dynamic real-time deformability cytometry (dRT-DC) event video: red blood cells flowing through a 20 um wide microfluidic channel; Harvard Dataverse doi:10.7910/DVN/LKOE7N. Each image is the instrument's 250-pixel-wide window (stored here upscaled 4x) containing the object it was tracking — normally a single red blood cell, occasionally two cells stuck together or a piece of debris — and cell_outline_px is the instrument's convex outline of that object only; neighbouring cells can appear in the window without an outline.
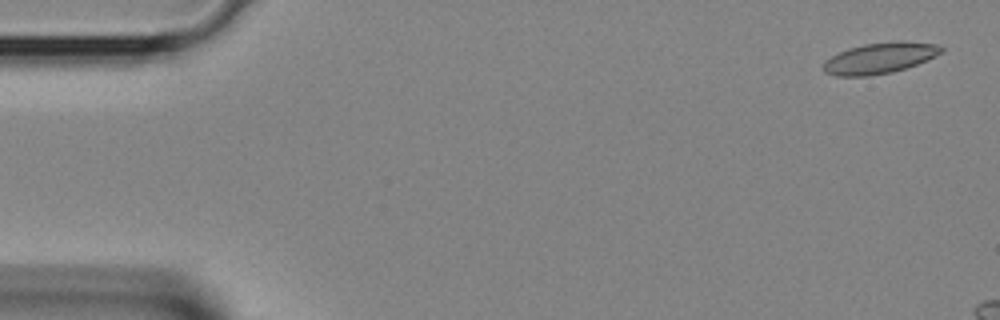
{"species": "Egyptian fruit bat (a non-hibernating species)", "species_latin": "Rousettus aegyptiacus", "temperature_condition": "room temperature", "stored_images_in_passage": 11, "camera_frame_rate_fps": 3000, "um_per_image_px": 0.085, "animal": {"sex": "female"}, "frame": {"image": 1, "passage_image": 2, "time_ms": 0.333, "image_size_px": [1000, 320], "cell_outline_px": [[944, 48], [940, 52], [916, 64], [892, 72], [868, 76], [836, 76], [824, 72], [824, 60], [848, 48], [864, 44], [896, 40], [900, 40], [936, 44]], "centroid_in_image_um": [74.73, 4.93], "position_along_channel_um": 10.3, "area_um2": 20.98}}